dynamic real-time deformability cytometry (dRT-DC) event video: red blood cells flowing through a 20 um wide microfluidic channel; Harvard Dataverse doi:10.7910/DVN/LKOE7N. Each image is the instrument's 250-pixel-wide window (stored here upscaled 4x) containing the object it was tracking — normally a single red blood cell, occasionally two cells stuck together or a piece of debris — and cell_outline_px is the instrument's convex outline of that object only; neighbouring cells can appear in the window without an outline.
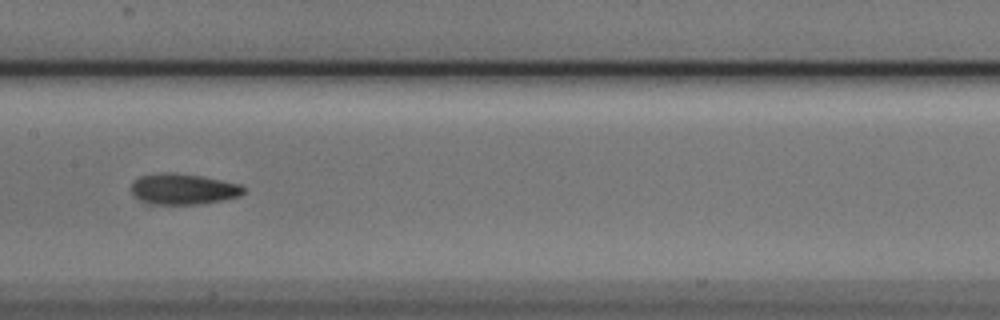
{"species": "Egyptian fruit bat (a non-hibernating species)", "species_latin": "Rousettus aegyptiacus", "temperature_condition": "cold", "stored_images_in_passage": 9, "camera_frame_rate_fps": 3000, "um_per_image_px": 0.085, "animal": {"sex": "male"}, "frame": {"image": 1, "passage_image": 6, "time_ms": 1.667, "image_size_px": [1000, 320], "cell_outline_px": [[244, 192], [240, 196], [224, 200], [200, 204], [152, 204], [140, 200], [132, 192], [132, 180], [140, 176], [164, 172], [172, 172], [200, 176], [240, 184], [244, 188]], "centroid_in_image_um": [15.57, 16.07], "position_along_channel_um": 191.8, "area_um2": 20.11}}
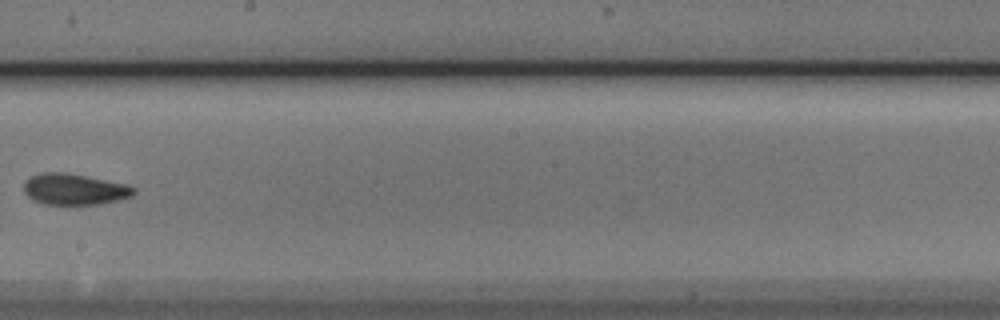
{"frame": {"image": 2, "passage_image": 7, "time_ms": 2.0, "image_size_px": [1000, 320], "cell_outline_px": [[136, 192], [132, 196], [120, 200], [100, 204], [44, 204], [32, 200], [24, 192], [24, 184], [32, 176], [40, 172], [64, 172], [88, 176], [128, 184], [136, 188]], "centroid_in_image_um": [6.37, 16.08], "position_along_channel_um": 241.8, "area_um2": 20.11}}
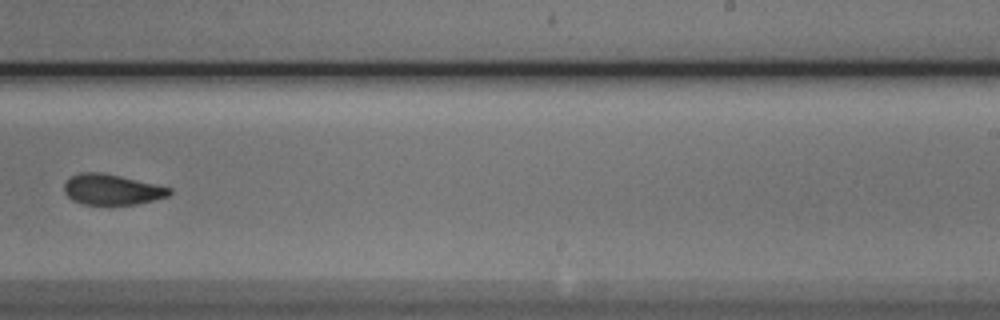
{"frame": {"image": 3, "passage_image": 8, "time_ms": 2.333, "image_size_px": [1000, 320], "cell_outline_px": [[172, 192], [168, 196], [136, 204], [80, 204], [72, 200], [64, 192], [64, 184], [72, 176], [80, 172], [100, 172], [120, 176], [156, 184], [172, 188]], "centroid_in_image_um": [9.5, 16.11], "position_along_channel_um": 279.5, "area_um2": 18.61}}